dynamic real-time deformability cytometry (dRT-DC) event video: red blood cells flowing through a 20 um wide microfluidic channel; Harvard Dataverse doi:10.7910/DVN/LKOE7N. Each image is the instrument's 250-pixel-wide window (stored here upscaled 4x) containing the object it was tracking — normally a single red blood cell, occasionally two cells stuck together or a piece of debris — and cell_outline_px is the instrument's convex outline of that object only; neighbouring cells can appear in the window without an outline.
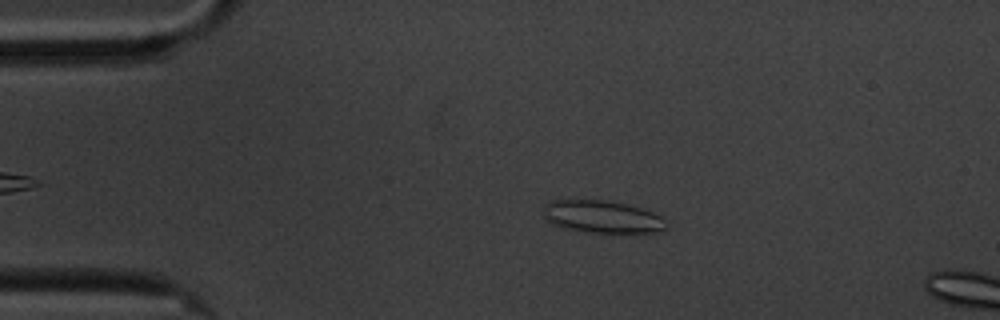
{"species": "common noctule bat (a hibernating species)", "species_latin": "Nyctalus noctula", "temperature_condition": "cold", "stored_images_in_passage": 59, "segment_of_instrument_passage": [1, 2], "camera_frame_rate_fps": 3000, "um_per_image_px": 0.085, "animal": {"sex": "male", "body_mass_g": 20.1, "forearm_length_mm": 53.5}, "frame": {"image": 1, "passage_image": 11, "time_ms": 3.333, "image_size_px": [1000, 320], "cell_outline_px": [[668, 228], [656, 232], [584, 232], [552, 224], [544, 216], [544, 204], [548, 200], [612, 200], [628, 204], [652, 212], [668, 220]], "centroid_in_image_um": [51.22, 18.41], "position_along_channel_um": 33.8, "area_um2": 23.35}}
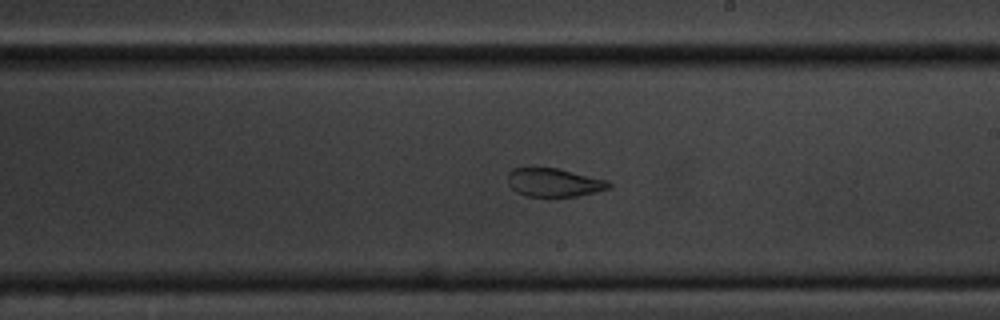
{"frame": {"image": 2, "passage_image": 33, "time_ms": 10.667, "image_size_px": [1000, 320], "cell_outline_px": [[612, 188], [576, 196], [524, 196], [516, 192], [508, 184], [508, 172], [512, 168], [556, 168], [608, 180], [612, 184]], "centroid_in_image_um": [47.09, 15.51], "position_along_channel_um": 241.9, "area_um2": 16.7}}
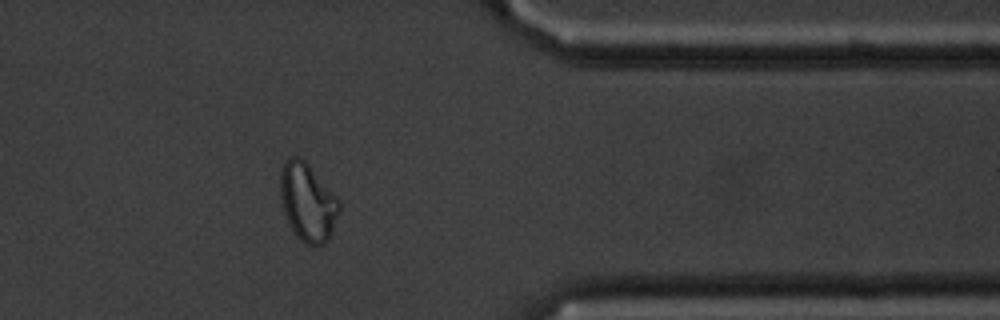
{"frame": {"image": 3, "passage_image": 47, "time_ms": 15.333, "image_size_px": [1000, 320], "cell_outline_px": [[340, 212], [332, 232], [328, 240], [324, 244], [312, 248], [304, 244], [296, 236], [284, 212], [280, 192], [280, 172], [284, 160], [292, 156], [296, 156], [304, 160], [308, 164], [340, 200]], "centroid_in_image_um": [26.16, 17.22], "position_along_channel_um": 385.2, "area_um2": 26.99}}